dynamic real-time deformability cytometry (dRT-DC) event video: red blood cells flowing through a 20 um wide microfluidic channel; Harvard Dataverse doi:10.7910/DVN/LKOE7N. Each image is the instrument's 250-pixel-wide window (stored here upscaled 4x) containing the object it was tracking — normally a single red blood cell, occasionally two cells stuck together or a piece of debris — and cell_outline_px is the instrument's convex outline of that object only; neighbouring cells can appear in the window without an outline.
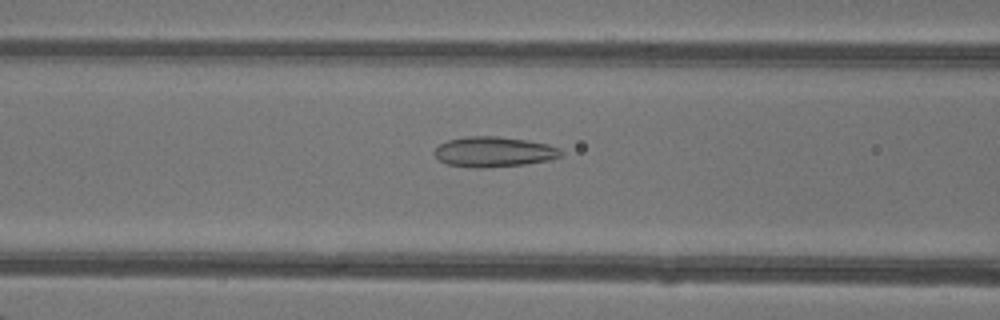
{"species": "common noctule bat (a hibernating species)", "species_latin": "Nyctalus noctula", "temperature_condition": "warm", "stored_images_in_passage": 48, "camera_frame_rate_fps": 3000, "um_per_image_px": 0.085, "animal": {"sex": "female"}, "frame": {"image": 1, "passage_image": 20, "time_ms": 6.333, "image_size_px": [1000, 320], "cell_outline_px": [[564, 152], [560, 156], [552, 160], [524, 164], [484, 168], [476, 168], [448, 164], [440, 160], [432, 152], [440, 144], [448, 140], [468, 136], [496, 136], [528, 140], [548, 144], [560, 148]], "centroid_in_image_um": [42.01, 12.9], "position_along_channel_um": 124.6, "area_um2": 22.37}}
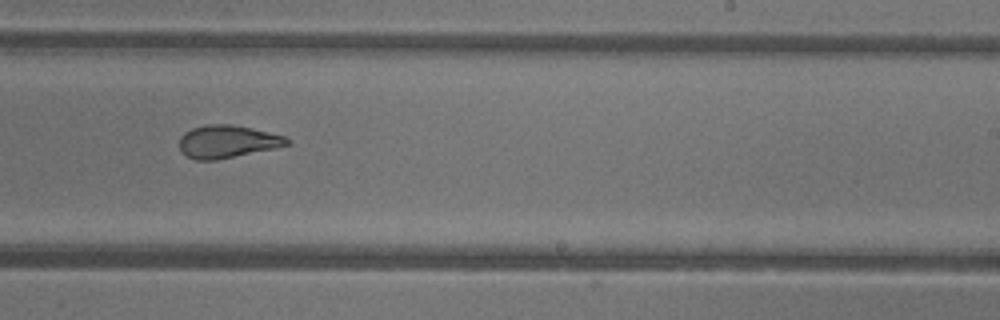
{"frame": {"image": 2, "passage_image": 30, "time_ms": 9.667, "image_size_px": [1000, 320], "cell_outline_px": [[292, 144], [276, 148], [216, 160], [196, 160], [180, 152], [180, 136], [184, 132], [192, 128], [208, 124], [232, 124], [252, 128], [284, 136], [292, 140]], "centroid_in_image_um": [19.34, 12.03], "position_along_channel_um": 269.7, "area_um2": 20.63}}
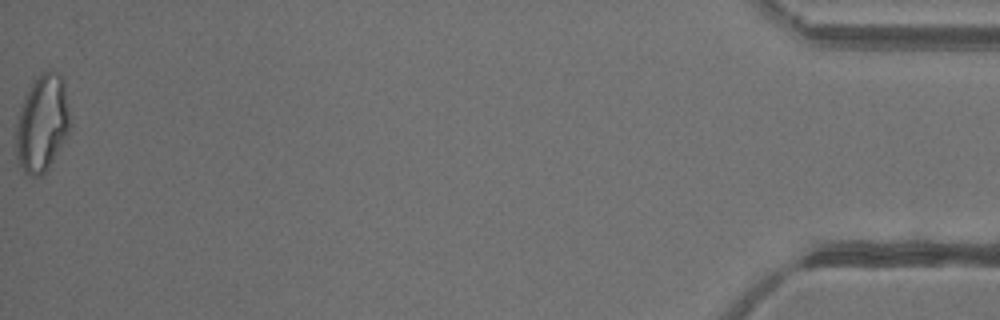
{"frame": {"image": 3, "passage_image": 48, "time_ms": 15.667, "image_size_px": [1000, 320], "cell_outline_px": [[68, 132], [48, 168], [40, 176], [28, 176], [24, 172], [16, 160], [12, 128], [20, 104], [32, 84], [48, 68], [60, 72], [64, 80], [68, 112]], "centroid_in_image_um": [3.49, 10.5], "position_along_channel_um": 431.7, "area_um2": 30.98}, "authors_computed_cell_mechanics": {"area_um2": 24.7384, "velocity_mm_per_s": 4.3557, "shape_relaxation_time_tau1_ms": null, "shape_relaxation_time_tau2_ms": 1.2474, "deformation_change_tau1": null, "deformation_change_tau2": 0.0803}}